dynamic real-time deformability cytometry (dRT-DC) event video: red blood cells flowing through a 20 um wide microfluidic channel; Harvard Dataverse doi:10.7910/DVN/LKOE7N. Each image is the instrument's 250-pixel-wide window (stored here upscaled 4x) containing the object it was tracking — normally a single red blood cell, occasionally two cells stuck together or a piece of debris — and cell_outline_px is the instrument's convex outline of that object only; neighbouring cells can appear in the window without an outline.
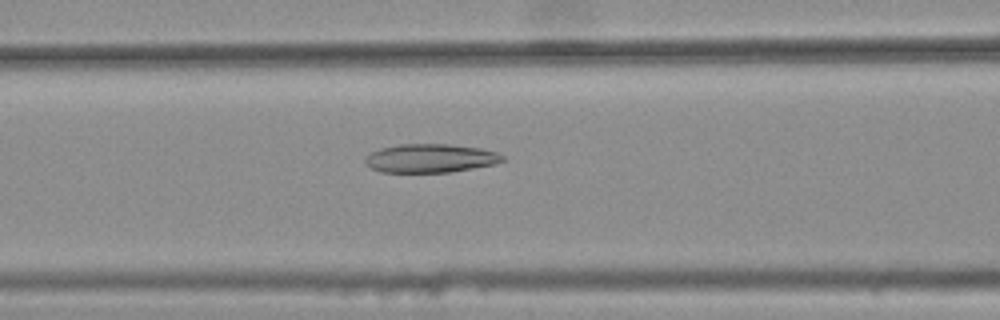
{"species": "common noctule bat (a hibernating species)", "species_latin": "Nyctalus noctula", "temperature_condition": "warm", "stored_images_in_passage": 41, "camera_frame_rate_fps": 3000, "um_per_image_px": 0.085, "animal": {"sex": "female", "body_mass_g": 25.1}, "frame": {"image": 1, "passage_image": 16, "time_ms": 5.0, "image_size_px": [1000, 320], "cell_outline_px": [[504, 160], [496, 164], [448, 172], [380, 172], [372, 168], [364, 160], [372, 152], [380, 148], [400, 144], [448, 144], [480, 148], [496, 152], [504, 156]], "centroid_in_image_um": [36.6, 13.45], "position_along_channel_um": 130.0, "area_um2": 22.72}}
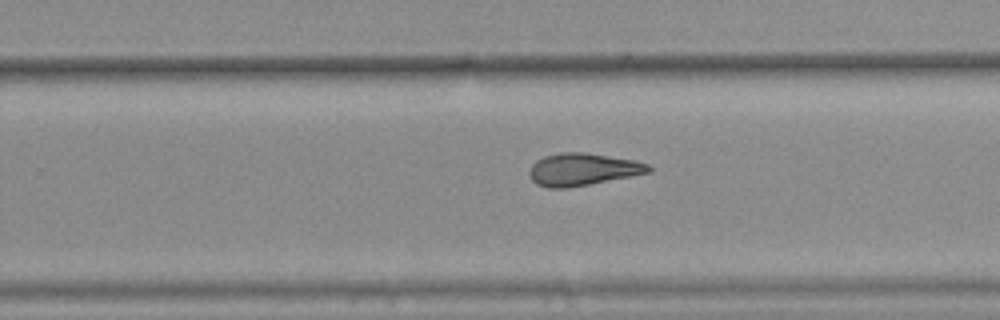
{"frame": {"image": 2, "passage_image": 28, "time_ms": 9.0, "image_size_px": [1000, 320], "cell_outline_px": [[652, 172], [632, 176], [568, 188], [548, 188], [536, 184], [532, 180], [528, 172], [532, 164], [536, 160], [544, 156], [560, 152], [584, 152], [632, 160], [648, 164], [652, 168]], "centroid_in_image_um": [49.5, 14.4], "position_along_channel_um": 280.3, "area_um2": 22.48}}
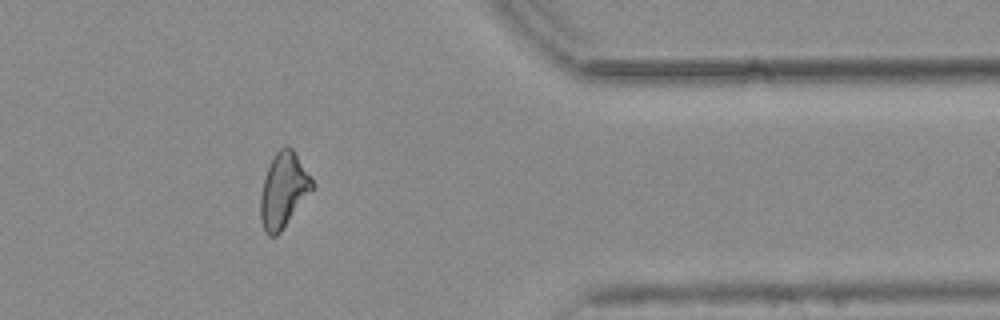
{"frame": {"image": 3, "passage_image": 38, "time_ms": 12.333, "image_size_px": [1000, 320], "cell_outline_px": [[316, 184], [280, 232], [276, 236], [268, 236], [264, 232], [260, 220], [260, 196], [264, 180], [268, 168], [276, 152], [280, 148], [288, 144], [296, 152]], "centroid_in_image_um": [24.09, 16.15], "position_along_channel_um": 387.3, "area_um2": 22.48}, "authors_computed_cell_mechanics": {"area_um2": 22.4842, "velocity_mm_per_s": 3.7666, "shape_relaxation_time_tau1_ms": null, "shape_relaxation_time_tau2_ms": 4.1511, "deformation_change_tau1": null, "deformation_change_tau2": 0.1281}}